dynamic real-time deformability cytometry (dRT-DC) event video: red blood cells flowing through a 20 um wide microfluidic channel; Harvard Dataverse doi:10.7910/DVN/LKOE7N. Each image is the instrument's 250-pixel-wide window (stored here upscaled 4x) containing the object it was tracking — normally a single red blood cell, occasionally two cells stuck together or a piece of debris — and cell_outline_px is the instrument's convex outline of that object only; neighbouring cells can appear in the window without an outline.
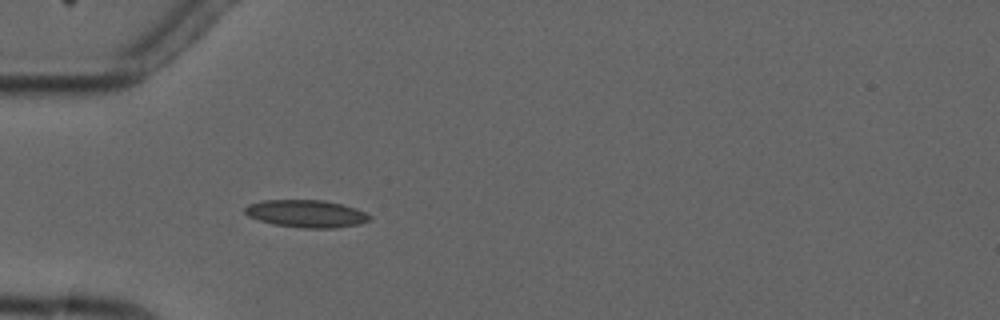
{"species": "common noctule bat (a hibernating species)", "species_latin": "Nyctalus noctula", "temperature_condition": "cold", "stored_images_in_passage": 4, "camera_frame_rate_fps": 3000, "um_per_image_px": 0.085, "animal": {"sex": "male", "forearm_length_mm": 52.5}, "frame": {"image": 1, "passage_image": 4, "time_ms": 3.667, "image_size_px": [1000, 320], "cell_outline_px": [[372, 220], [360, 224], [332, 228], [300, 228], [276, 224], [260, 220], [248, 216], [244, 212], [244, 208], [248, 204], [264, 200], [324, 200], [344, 204], [356, 208], [372, 216]], "centroid_in_image_um": [26.07, 18.15], "position_along_channel_um": 58.9, "area_um2": 20.06}}